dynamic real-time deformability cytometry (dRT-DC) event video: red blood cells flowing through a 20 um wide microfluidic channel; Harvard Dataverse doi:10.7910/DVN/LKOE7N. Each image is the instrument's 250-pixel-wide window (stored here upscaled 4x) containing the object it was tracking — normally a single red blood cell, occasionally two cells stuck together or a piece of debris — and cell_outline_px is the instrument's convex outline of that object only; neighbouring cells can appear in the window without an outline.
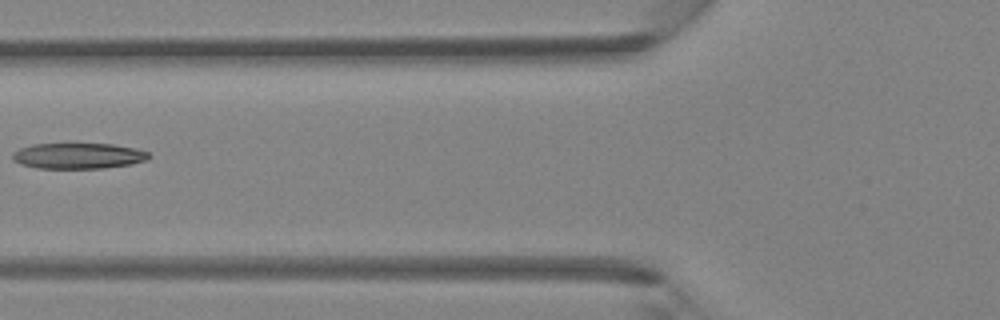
{"species": "Egyptian fruit bat (a non-hibernating species)", "species_latin": "Rousettus aegyptiacus", "temperature_condition": "room temperature", "stored_images_in_passage": 5, "camera_frame_rate_fps": 3000, "um_per_image_px": 0.085, "animal": {"sex": "female"}, "frame": {"image": 1, "passage_image": 5, "time_ms": 1.333, "image_size_px": [1000, 320], "cell_outline_px": [[152, 156], [148, 160], [132, 164], [104, 168], [36, 168], [20, 164], [12, 160], [12, 152], [20, 148], [32, 144], [112, 144], [136, 148], [148, 152]], "centroid_in_image_um": [6.66, 13.25], "position_along_channel_um": 119.1, "area_um2": 20.63}}